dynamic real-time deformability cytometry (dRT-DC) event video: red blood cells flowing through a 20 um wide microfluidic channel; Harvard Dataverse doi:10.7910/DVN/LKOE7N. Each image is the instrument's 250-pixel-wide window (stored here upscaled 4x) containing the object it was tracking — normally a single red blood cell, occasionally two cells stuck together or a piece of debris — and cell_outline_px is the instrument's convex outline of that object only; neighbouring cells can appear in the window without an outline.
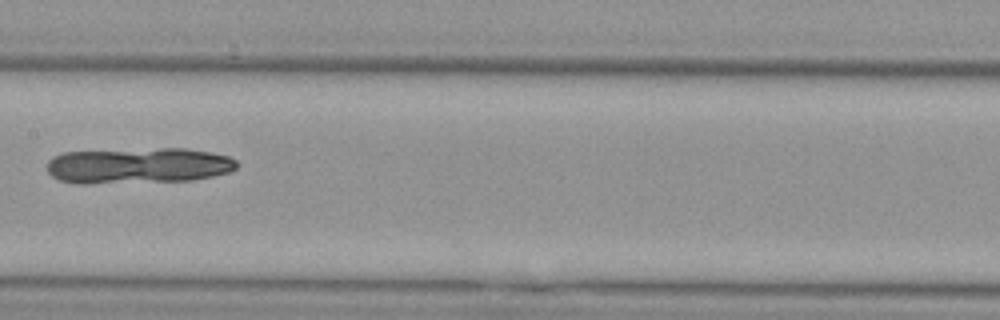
{"species": "Egyptian fruit bat (a non-hibernating species)", "species_latin": "Rousettus aegyptiacus", "temperature_condition": "cold", "stored_images_in_passage": 10, "camera_frame_rate_fps": 3000, "um_per_image_px": 0.085, "animal": {"sex": "female"}, "frame": {"image": 1, "passage_image": 9, "time_ms": 10.333, "image_size_px": [1000, 320], "cell_outline_px": [[240, 164], [232, 172], [192, 180], [88, 184], [76, 184], [60, 180], [52, 176], [48, 172], [48, 160], [52, 156], [64, 152], [160, 148], [184, 148], [212, 152], [228, 156], [236, 160]], "centroid_in_image_um": [11.77, 14.08], "position_along_channel_um": 195.6, "area_um2": 40.06}}
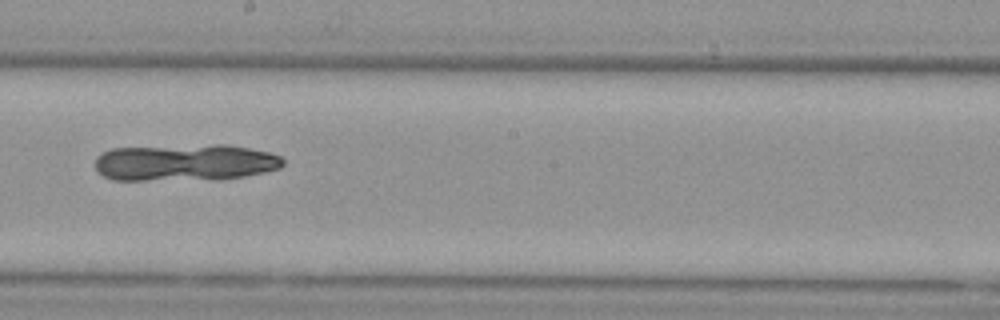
{"frame": {"image": 2, "passage_image": 10, "time_ms": 11.333, "image_size_px": [1000, 320], "cell_outline_px": [[284, 164], [280, 168], [264, 172], [244, 176], [216, 180], [112, 180], [96, 172], [96, 156], [112, 148], [216, 144], [228, 144], [268, 152], [280, 156], [284, 160]], "centroid_in_image_um": [15.72, 13.82], "position_along_channel_um": 232.5, "area_um2": 40.75}}